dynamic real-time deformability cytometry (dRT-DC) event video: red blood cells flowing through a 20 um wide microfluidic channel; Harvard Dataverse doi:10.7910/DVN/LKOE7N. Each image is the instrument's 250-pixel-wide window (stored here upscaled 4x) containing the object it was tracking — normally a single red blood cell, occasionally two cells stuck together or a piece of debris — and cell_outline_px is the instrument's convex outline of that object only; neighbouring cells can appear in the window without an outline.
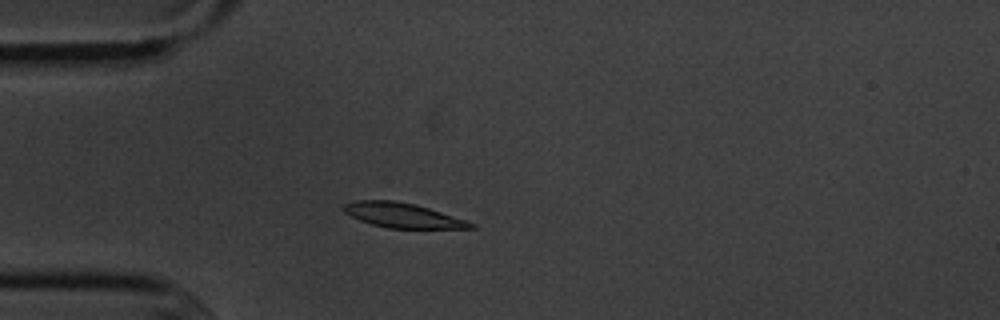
{"species": "common noctule bat (a hibernating species)", "species_latin": "Nyctalus noctula", "temperature_condition": "cold", "stored_images_in_passage": 3, "camera_frame_rate_fps": 3000, "um_per_image_px": 0.085, "animal": {"sex": "male", "body_mass_g": 20.1, "forearm_length_mm": 53.5}, "frame": {"image": 1, "passage_image": 3, "time_ms": 2.333, "image_size_px": [1000, 320], "cell_outline_px": [[476, 228], [388, 228], [372, 224], [360, 220], [344, 212], [344, 204], [356, 200], [392, 200], [416, 204], [468, 220], [476, 224]], "centroid_in_image_um": [34.27, 18.3], "position_along_channel_um": 50.7, "area_um2": 18.26}}